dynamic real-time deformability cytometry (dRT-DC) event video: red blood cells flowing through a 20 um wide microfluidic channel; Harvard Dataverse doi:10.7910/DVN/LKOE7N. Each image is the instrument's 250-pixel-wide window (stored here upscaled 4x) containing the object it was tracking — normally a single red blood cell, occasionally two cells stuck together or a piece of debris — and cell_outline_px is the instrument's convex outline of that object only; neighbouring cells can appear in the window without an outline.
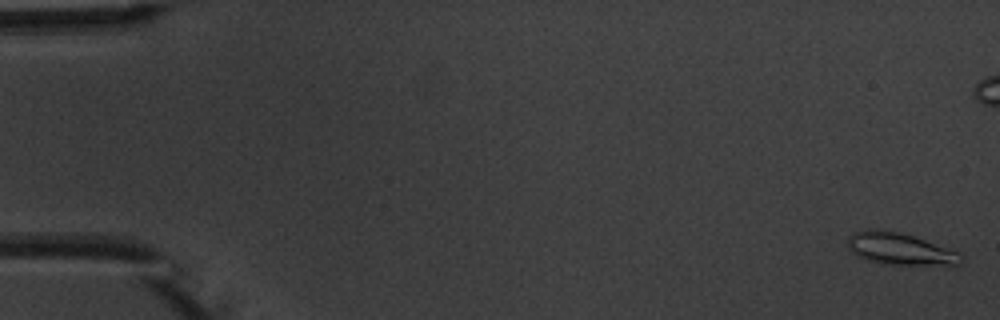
{"species": "common noctule bat (a hibernating species)", "species_latin": "Nyctalus noctula", "temperature_condition": "warm", "stored_images_in_passage": 5, "camera_frame_rate_fps": 3000, "um_per_image_px": 0.085, "animal": {"sex": "male", "body_mass_g": 20.1, "forearm_length_mm": 53.5}, "frame": {"image": 1, "passage_image": 1, "time_ms": 0.0, "image_size_px": [1000, 320], "cell_outline_px": [[964, 260], [960, 264], [952, 268], [884, 264], [868, 260], [856, 256], [848, 248], [848, 236], [852, 232], [868, 228], [880, 228], [912, 236], [924, 240], [956, 252]], "centroid_in_image_um": [76.51, 21.2], "position_along_channel_um": 8.5, "area_um2": 21.79}}